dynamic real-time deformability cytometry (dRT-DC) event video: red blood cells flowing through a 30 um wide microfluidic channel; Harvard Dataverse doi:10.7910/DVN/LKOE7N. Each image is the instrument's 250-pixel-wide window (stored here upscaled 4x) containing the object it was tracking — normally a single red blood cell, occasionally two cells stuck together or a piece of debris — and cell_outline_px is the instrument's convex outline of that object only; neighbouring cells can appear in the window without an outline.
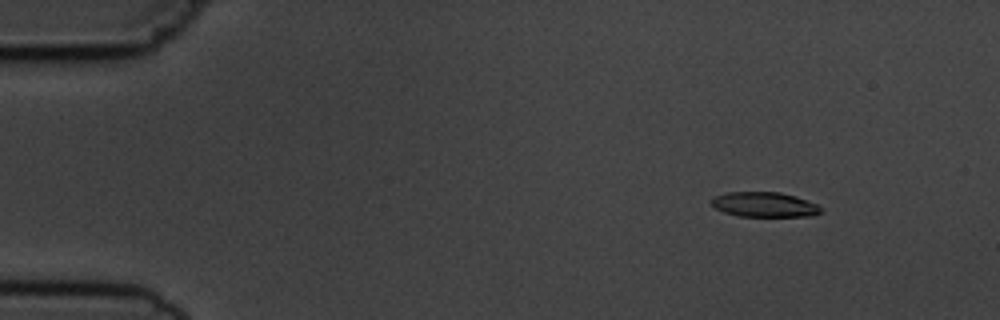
{"species": "common noctule bat (a hibernating species)", "species_latin": "Nyctalus noctula", "temperature_condition": "cold", "stored_images_in_passage": 5, "camera_frame_rate_fps": 3000, "um_per_image_px": 0.085, "animal": {"sex": "male", "body_mass_g": 19.5, "forearm_length_mm": 54.6}, "frame": {"image": 1, "passage_image": 2, "time_ms": 1.333, "image_size_px": [1000, 320], "cell_outline_px": [[824, 212], [812, 216], [736, 216], [724, 212], [716, 208], [712, 204], [712, 196], [724, 192], [780, 192], [796, 196], [816, 204]], "centroid_in_image_um": [64.96, 17.38], "position_along_channel_um": 20.0, "area_um2": 15.95}}
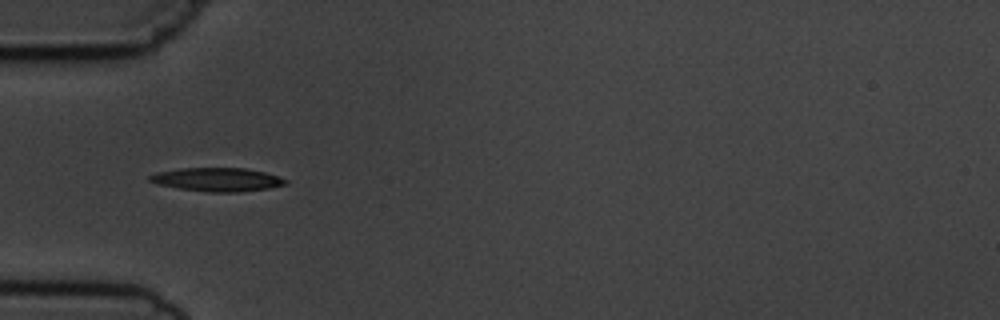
{"frame": {"image": 2, "passage_image": 5, "time_ms": 5.0, "image_size_px": [1000, 320], "cell_outline_px": [[288, 184], [268, 188], [240, 192], [208, 192], [180, 188], [156, 184], [148, 180], [148, 176], [156, 172], [180, 168], [244, 168], [264, 172], [288, 180]], "centroid_in_image_um": [18.44, 15.26], "position_along_channel_um": 66.6, "area_um2": 18.61}}